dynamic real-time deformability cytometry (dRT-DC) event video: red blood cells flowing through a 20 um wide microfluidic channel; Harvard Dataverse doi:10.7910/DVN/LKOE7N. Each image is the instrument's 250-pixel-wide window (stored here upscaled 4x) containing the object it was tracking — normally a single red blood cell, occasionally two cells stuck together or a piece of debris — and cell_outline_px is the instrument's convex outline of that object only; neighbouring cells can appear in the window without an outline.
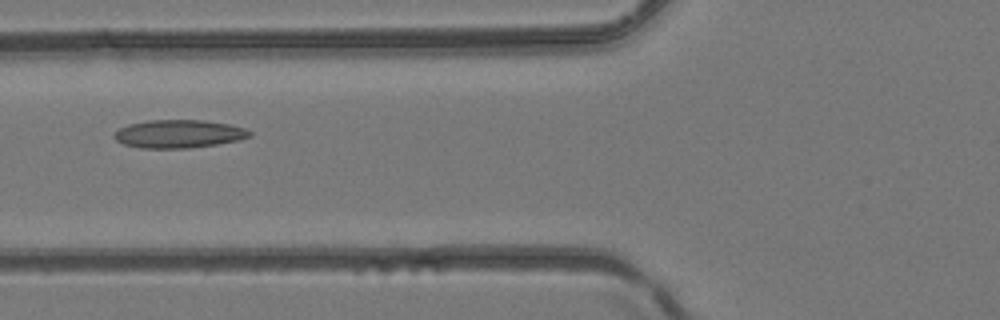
{"species": "common noctule bat (a hibernating species)", "species_latin": "Nyctalus noctula", "temperature_condition": "room temperature", "stored_images_in_passage": 2, "camera_frame_rate_fps": 3000, "um_per_image_px": 0.085, "animal": {"sex": "female", "body_mass_g": 24.6, "forearm_length_mm": 56.2}, "frame": {"image": 1, "passage_image": 2, "time_ms": 0.333, "image_size_px": [1000, 320], "cell_outline_px": [[252, 136], [240, 140], [216, 144], [188, 148], [140, 148], [124, 144], [116, 140], [112, 136], [120, 128], [128, 124], [148, 120], [204, 120], [228, 124], [244, 128], [252, 132]], "centroid_in_image_um": [15.2, 11.38], "position_along_channel_um": 110.6, "area_um2": 22.2}}